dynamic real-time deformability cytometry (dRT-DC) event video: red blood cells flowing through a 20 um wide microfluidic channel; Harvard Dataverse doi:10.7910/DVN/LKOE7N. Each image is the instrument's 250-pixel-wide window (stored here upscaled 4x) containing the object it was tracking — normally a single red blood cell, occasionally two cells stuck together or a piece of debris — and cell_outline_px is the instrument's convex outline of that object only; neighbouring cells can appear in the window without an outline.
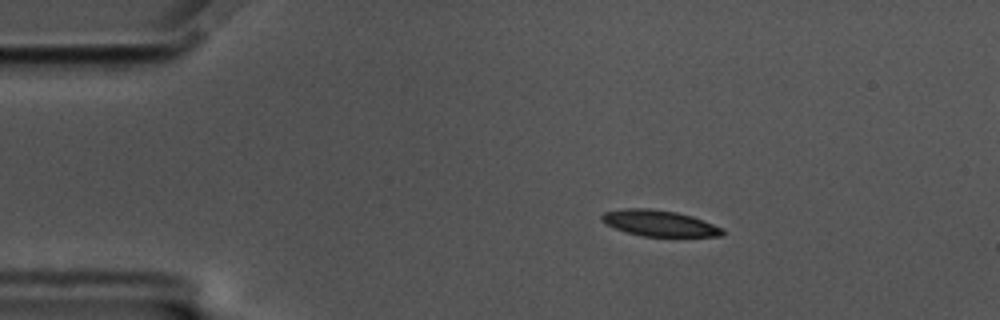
{"species": "common noctule bat (a hibernating species)", "species_latin": "Nyctalus noctula", "temperature_condition": "cold", "stored_images_in_passage": 49, "camera_frame_rate_fps": 3000, "um_per_image_px": 0.085, "animal": {"sex": "male", "body_mass_g": 17.5, "forearm_length_mm": 52.3}, "frame": {"image": 1, "passage_image": 2, "time_ms": 0.333, "image_size_px": [1000, 320], "cell_outline_px": [[724, 236], [644, 236], [628, 232], [604, 224], [600, 220], [600, 216], [604, 212], [624, 208], [648, 208], [676, 212], [692, 216], [724, 228]], "centroid_in_image_um": [56.03, 18.96], "position_along_channel_um": 29.0, "area_um2": 18.26}}
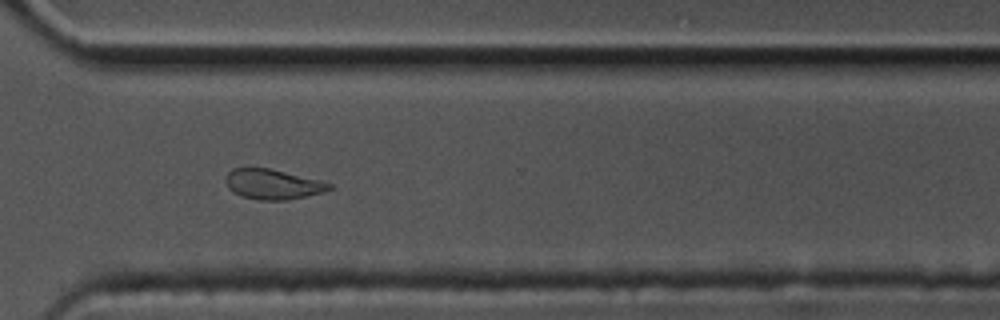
{"frame": {"image": 2, "passage_image": 34, "time_ms": 11.0, "image_size_px": [1000, 320], "cell_outline_px": [[332, 188], [324, 192], [288, 200], [260, 200], [240, 196], [232, 192], [228, 188], [224, 180], [224, 176], [232, 168], [268, 168], [320, 180], [332, 184]], "centroid_in_image_um": [23.14, 15.66], "position_along_channel_um": 347.5, "area_um2": 18.26}}
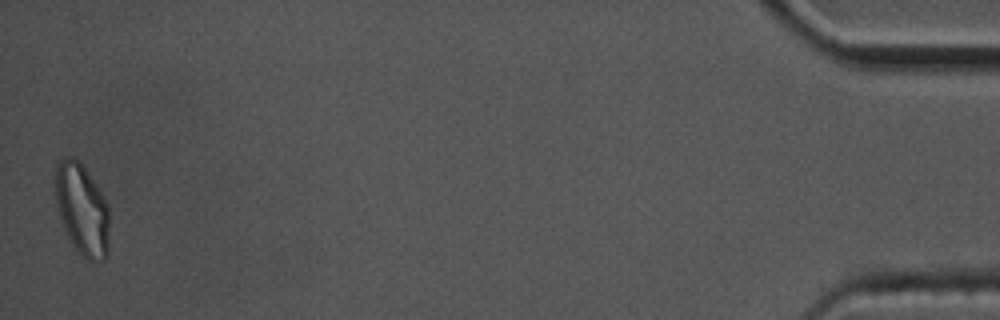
{"frame": {"image": 3, "passage_image": 49, "time_ms": 16.0, "image_size_px": [1000, 320], "cell_outline_px": [[108, 252], [104, 260], [88, 260], [72, 244], [60, 220], [52, 192], [56, 164], [64, 156], [72, 156], [80, 160], [108, 204]], "centroid_in_image_um": [6.91, 17.73], "position_along_channel_um": 428.3, "area_um2": 29.25}, "authors_computed_cell_mechanics": {"area_um2": 19.2474, "velocity_mm_per_s": 3.493, "shape_relaxation_time_tau1_ms": null, "shape_relaxation_time_tau2_ms": 3.4268, "deformation_change_tau1": null, "deformation_change_tau2": 0.1066}}